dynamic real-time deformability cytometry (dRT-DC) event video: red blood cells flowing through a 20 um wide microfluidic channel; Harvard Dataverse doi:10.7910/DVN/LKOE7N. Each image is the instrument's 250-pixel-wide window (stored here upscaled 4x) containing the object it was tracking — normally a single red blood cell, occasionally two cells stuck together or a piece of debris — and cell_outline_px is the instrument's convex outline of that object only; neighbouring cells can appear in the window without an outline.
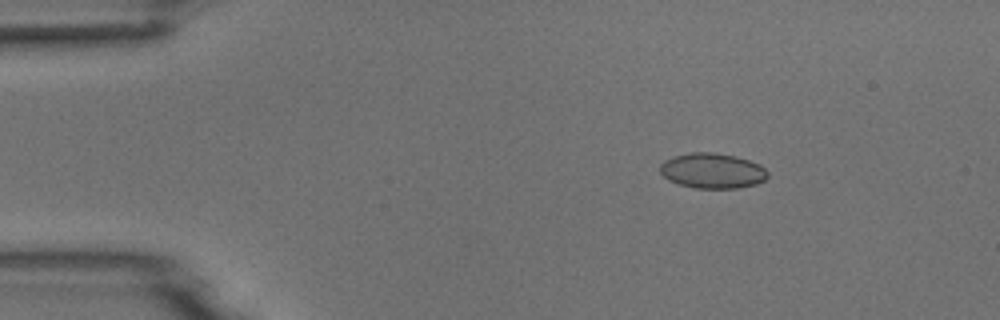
{"species": "common noctule bat (a hibernating species)", "species_latin": "Nyctalus noctula", "temperature_condition": "room temperature", "stored_images_in_passage": 52, "camera_frame_rate_fps": 3000, "um_per_image_px": 0.085, "animal": {"sex": "male", "body_mass_g": 18.8}, "frame": {"image": 1, "passage_image": 7, "time_ms": 2.0, "image_size_px": [1000, 320], "cell_outline_px": [[768, 176], [764, 180], [756, 184], [736, 188], [696, 188], [680, 184], [668, 180], [660, 172], [660, 164], [664, 160], [672, 156], [688, 152], [712, 152], [736, 156], [760, 164], [768, 172]], "centroid_in_image_um": [60.54, 14.5], "position_along_channel_um": 24.5, "area_um2": 22.2}}
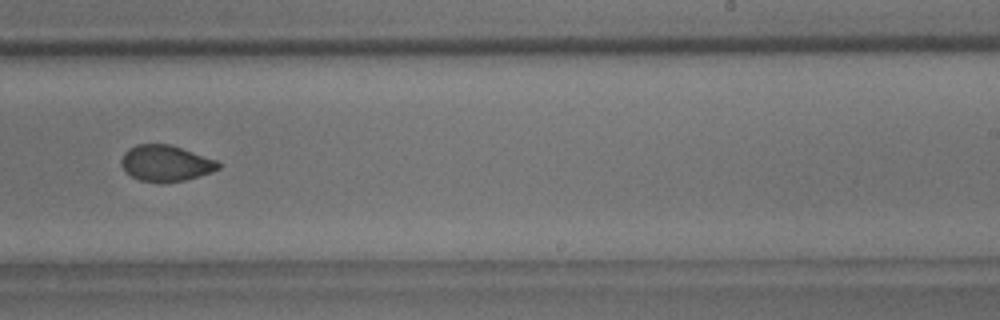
{"frame": {"image": 2, "passage_image": 32, "time_ms": 10.333, "image_size_px": [1000, 320], "cell_outline_px": [[220, 168], [212, 172], [184, 180], [160, 184], [140, 180], [124, 172], [120, 164], [120, 160], [124, 152], [128, 148], [136, 144], [172, 144], [216, 160], [220, 164]], "centroid_in_image_um": [14.04, 13.88], "position_along_channel_um": 275.0, "area_um2": 20.75}}
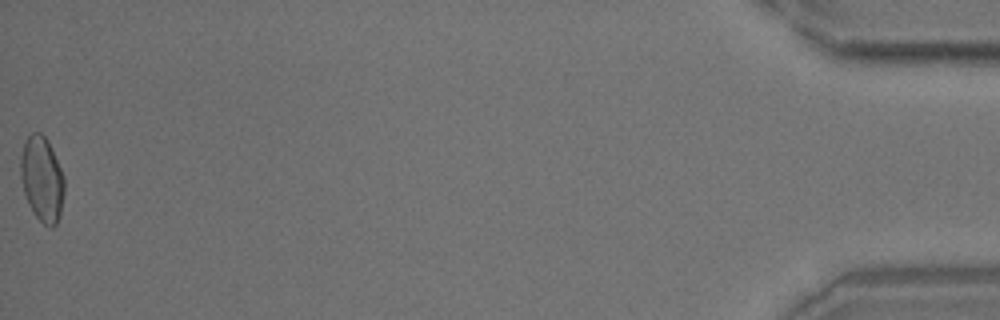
{"frame": {"image": 3, "passage_image": 52, "time_ms": 17.0, "image_size_px": [1000, 320], "cell_outline_px": [[64, 192], [60, 216], [56, 224], [52, 228], [48, 228], [32, 212], [28, 204], [24, 192], [20, 176], [20, 156], [24, 144], [28, 136], [32, 132], [40, 132], [48, 140], [64, 176]], "centroid_in_image_um": [3.57, 15.23], "position_along_channel_um": 431.6, "area_um2": 21.85}}